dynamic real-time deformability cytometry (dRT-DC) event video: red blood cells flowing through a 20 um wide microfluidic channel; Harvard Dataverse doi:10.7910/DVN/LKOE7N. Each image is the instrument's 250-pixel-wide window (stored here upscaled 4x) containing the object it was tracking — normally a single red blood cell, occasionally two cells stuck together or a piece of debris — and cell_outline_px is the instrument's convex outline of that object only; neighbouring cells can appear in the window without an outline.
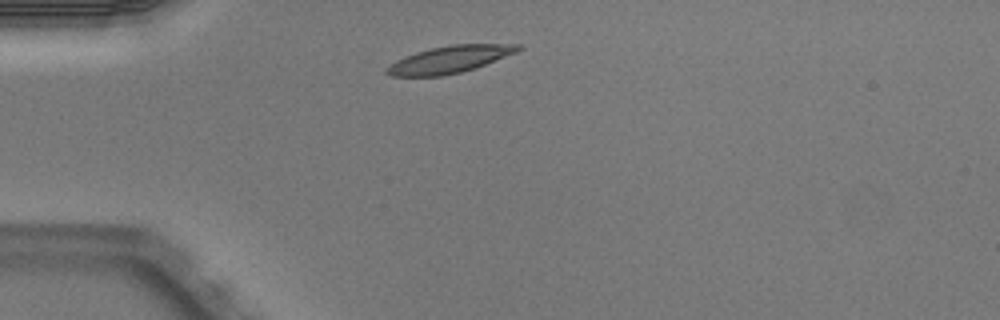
{"species": "Egyptian fruit bat (a non-hibernating species)", "species_latin": "Rousettus aegyptiacus", "temperature_condition": "warm", "stored_images_in_passage": 1, "camera_frame_rate_fps": 3000, "um_per_image_px": 0.085, "animal": {"sex": "male"}, "frame": {"image": 1, "passage_image": 1, "time_ms": 0.0, "image_size_px": [1000, 320], "cell_outline_px": [[524, 48], [516, 52], [476, 68], [444, 76], [392, 76], [384, 72], [384, 68], [396, 60], [416, 52], [432, 48], [452, 44], [520, 44]], "centroid_in_image_um": [38.21, 5.05], "position_along_channel_um": 46.8, "area_um2": 20.69}}